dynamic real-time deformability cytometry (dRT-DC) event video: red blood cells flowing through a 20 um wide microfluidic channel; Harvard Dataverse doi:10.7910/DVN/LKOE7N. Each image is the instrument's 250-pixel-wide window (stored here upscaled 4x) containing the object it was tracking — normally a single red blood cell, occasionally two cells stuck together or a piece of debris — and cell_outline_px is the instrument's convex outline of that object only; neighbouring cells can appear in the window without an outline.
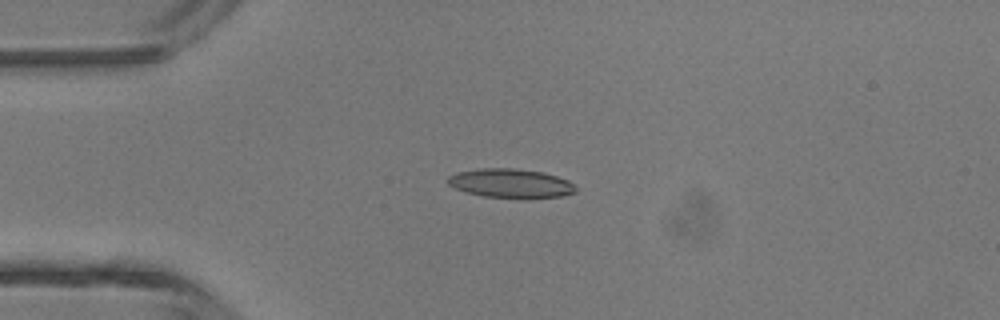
{"species": "common noctule bat (a hibernating species)", "species_latin": "Nyctalus noctula", "temperature_condition": "room temperature", "stored_images_in_passage": 3, "camera_frame_rate_fps": 3000, "um_per_image_px": 0.085, "animal": {"sex": "male", "body_mass_g": 13.3}, "frame": {"image": 1, "passage_image": 3, "time_ms": 2.333, "image_size_px": [1000, 320], "cell_outline_px": [[576, 192], [560, 196], [484, 196], [464, 192], [448, 184], [448, 176], [456, 172], [480, 168], [512, 168], [544, 172], [568, 180], [576, 188]], "centroid_in_image_um": [43.36, 15.54], "position_along_channel_um": 41.6, "area_um2": 20.98}}